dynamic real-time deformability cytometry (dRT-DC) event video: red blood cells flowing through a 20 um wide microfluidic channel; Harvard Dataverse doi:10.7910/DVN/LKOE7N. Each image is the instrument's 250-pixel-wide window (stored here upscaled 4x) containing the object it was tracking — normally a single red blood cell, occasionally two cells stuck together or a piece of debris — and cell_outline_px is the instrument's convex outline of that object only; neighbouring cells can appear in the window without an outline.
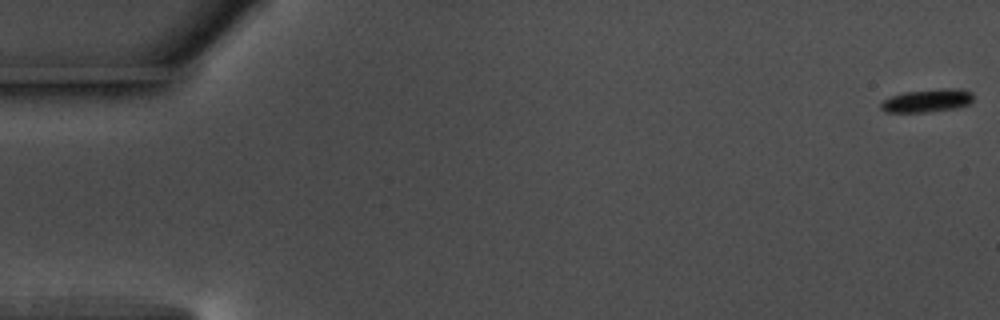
{"species": "common noctule bat (a hibernating species)", "species_latin": "Nyctalus noctula", "temperature_condition": "warm", "stored_images_in_passage": 57, "camera_frame_rate_fps": 3000, "um_per_image_px": 0.085, "animal": {"sex": "male", "body_mass_g": 17.5, "forearm_length_mm": 52.3}, "frame": {"image": 1, "passage_image": 1, "time_ms": 0.0, "image_size_px": [1000, 320], "cell_outline_px": [[972, 100], [968, 104], [956, 108], [924, 112], [884, 112], [880, 108], [880, 104], [884, 100], [892, 96], [904, 92], [944, 88], [960, 88], [972, 92]], "centroid_in_image_um": [78.81, 8.54], "position_along_channel_um": 6.2, "area_um2": 12.37}}
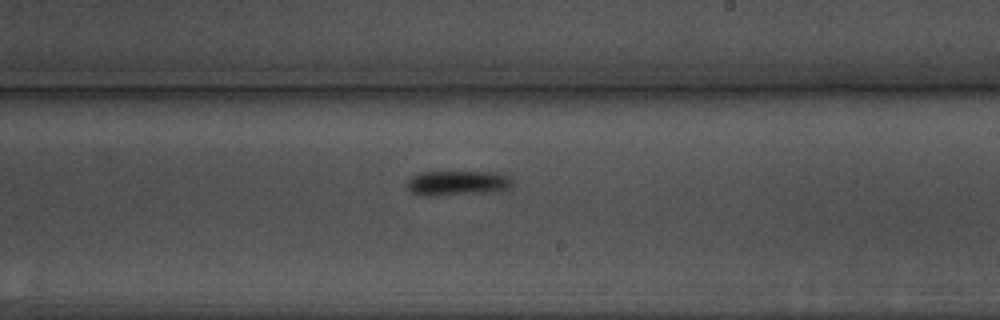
{"frame": {"image": 2, "passage_image": 34, "time_ms": 11.0, "image_size_px": [1000, 320], "cell_outline_px": [[512, 184], [508, 188], [492, 192], [436, 196], [420, 196], [412, 192], [408, 188], [408, 180], [412, 176], [420, 172], [496, 172], [508, 176], [512, 180]], "centroid_in_image_um": [38.87, 15.57], "position_along_channel_um": 250.1, "area_um2": 15.32}}
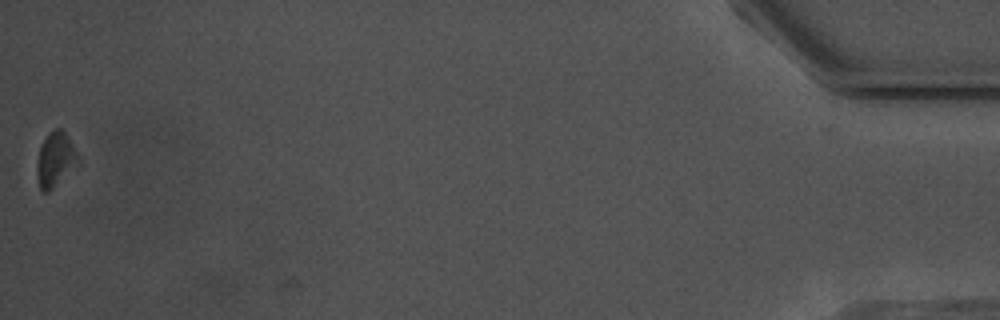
{"frame": {"image": 3, "passage_image": 57, "time_ms": 18.667, "image_size_px": [1000, 320], "cell_outline_px": [[80, 164], [48, 192], [44, 192], [40, 188], [36, 172], [36, 168], [40, 144], [48, 132], [56, 128], [60, 128], [64, 132], [72, 144], [80, 160]], "centroid_in_image_um": [4.7, 13.55], "position_along_channel_um": 430.5, "area_um2": 13.18}, "authors_computed_cell_mechanics": {"area_um2": 13.9876, "velocity_mm_per_s": 3.6297, "shape_relaxation_time_tau1_ms": 2.802, "shape_relaxation_time_tau2_ms": null, "deformation_change_tau1": 0.0819, "deformation_change_tau2": null}}